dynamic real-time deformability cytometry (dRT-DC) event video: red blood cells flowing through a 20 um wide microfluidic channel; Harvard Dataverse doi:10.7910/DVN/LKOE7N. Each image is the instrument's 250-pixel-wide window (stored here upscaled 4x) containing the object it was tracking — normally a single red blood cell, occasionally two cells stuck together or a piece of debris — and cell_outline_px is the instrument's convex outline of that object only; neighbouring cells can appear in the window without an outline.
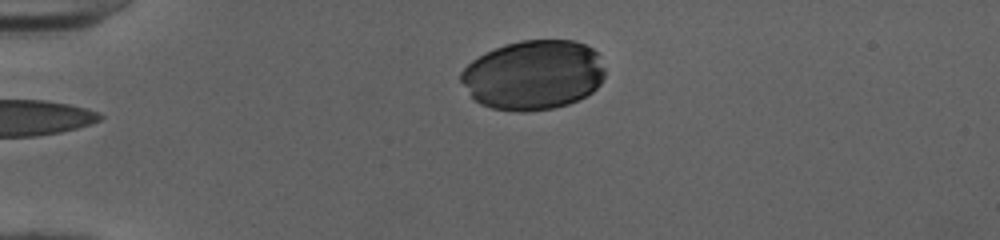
{"species": "human", "species_latin": "Homo sapiens", "temperature_condition": "cold", "stored_images_in_passage": 33, "camera_frame_rate_fps": 3000, "um_per_image_px": 0.085, "donor": {"sex": "female"}, "frame": {"image": 1, "passage_image": 1, "time_ms": 0.0, "image_size_px": [1000, 240], "cell_outline_px": [[604, 76], [600, 84], [592, 92], [568, 104], [552, 108], [524, 112], [516, 112], [492, 108], [480, 104], [472, 96], [460, 80], [460, 72], [472, 60], [504, 44], [520, 40], [576, 40], [592, 48], [596, 52], [604, 68]], "centroid_in_image_um": [45.34, 6.37], "position_along_channel_um": 39.7, "area_um2": 58.26}}
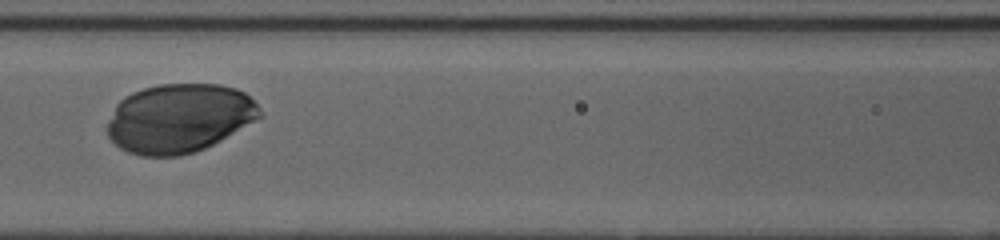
{"frame": {"image": 2, "passage_image": 13, "time_ms": 4.0, "image_size_px": [1000, 240], "cell_outline_px": [[264, 116], [220, 140], [196, 152], [180, 156], [140, 156], [128, 152], [120, 148], [108, 136], [108, 120], [116, 104], [124, 96], [132, 92], [144, 88], [160, 84], [220, 84], [236, 88], [244, 92], [260, 108]], "centroid_in_image_um": [15.23, 10.05], "position_along_channel_um": 151.4, "area_um2": 61.44}}
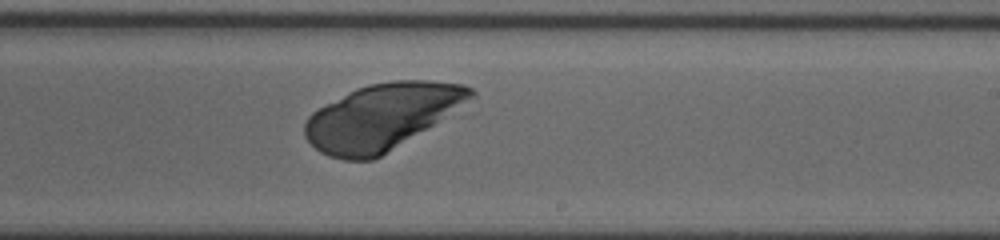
{"frame": {"image": 3, "passage_image": 21, "time_ms": 6.667, "image_size_px": [1000, 240], "cell_outline_px": [[476, 96], [432, 124], [380, 156], [372, 160], [344, 160], [328, 156], [320, 152], [304, 136], [304, 124], [308, 116], [312, 112], [348, 92], [356, 88], [368, 84], [392, 80], [428, 80], [464, 84], [472, 88], [476, 92]], "centroid_in_image_um": [32.41, 9.91], "position_along_channel_um": 256.6, "area_um2": 63.0}}